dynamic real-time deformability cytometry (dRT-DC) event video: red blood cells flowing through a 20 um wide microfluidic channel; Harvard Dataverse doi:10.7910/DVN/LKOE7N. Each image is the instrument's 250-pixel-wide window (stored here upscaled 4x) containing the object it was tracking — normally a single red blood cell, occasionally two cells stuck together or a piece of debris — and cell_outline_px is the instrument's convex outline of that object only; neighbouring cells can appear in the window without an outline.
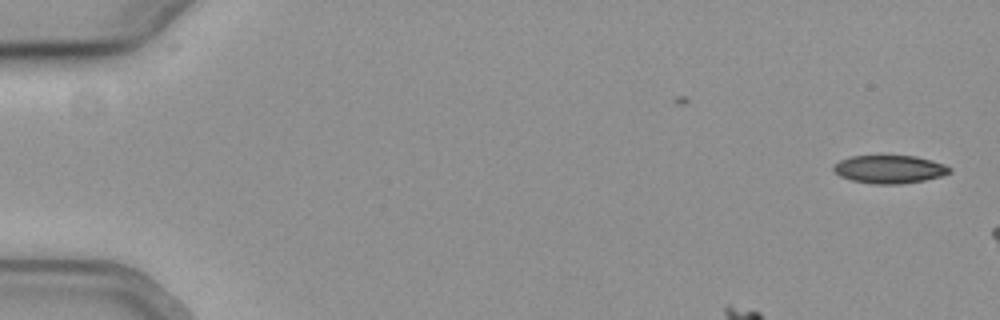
{"species": "common noctule bat (a hibernating species)", "species_latin": "Nyctalus noctula", "temperature_condition": "cold", "stored_images_in_passage": 13, "camera_frame_rate_fps": 3000, "um_per_image_px": 0.085, "animal": {"sex": "female", "body_mass_g": 19.3, "forearm_length_mm": 54.1}, "frame": {"image": 1, "passage_image": 1, "time_ms": 0.0, "image_size_px": [1000, 320], "cell_outline_px": [[952, 172], [940, 176], [924, 180], [900, 184], [872, 184], [852, 180], [840, 176], [832, 168], [832, 164], [848, 156], [880, 152], [916, 156], [932, 160], [944, 164], [952, 168]], "centroid_in_image_um": [75.56, 14.32], "position_along_channel_um": 9.4, "area_um2": 20.06}}